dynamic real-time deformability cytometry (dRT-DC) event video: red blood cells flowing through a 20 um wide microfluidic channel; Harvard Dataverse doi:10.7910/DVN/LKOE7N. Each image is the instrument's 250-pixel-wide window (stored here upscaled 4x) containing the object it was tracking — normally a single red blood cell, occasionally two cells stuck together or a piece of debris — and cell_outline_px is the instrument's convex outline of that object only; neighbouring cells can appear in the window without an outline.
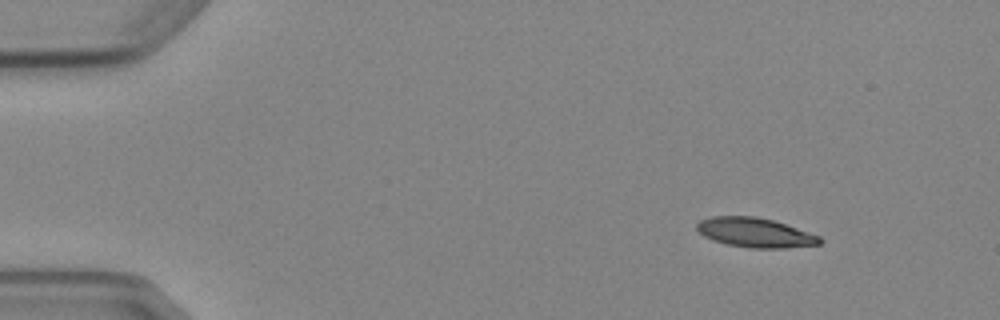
{"species": "Egyptian fruit bat (a non-hibernating species)", "species_latin": "Rousettus aegyptiacus", "temperature_condition": "cold", "stored_images_in_passage": 4, "camera_frame_rate_fps": 3000, "um_per_image_px": 0.085, "animal": {"sex": "female"}, "frame": {"image": 1, "passage_image": 1, "time_ms": 0.0, "image_size_px": [1000, 320], "cell_outline_px": [[824, 240], [820, 244], [784, 248], [752, 248], [728, 244], [712, 240], [704, 236], [696, 228], [696, 224], [700, 220], [712, 216], [756, 216], [772, 220], [820, 236]], "centroid_in_image_um": [64.17, 19.77], "position_along_channel_um": 20.8, "area_um2": 20.98}}
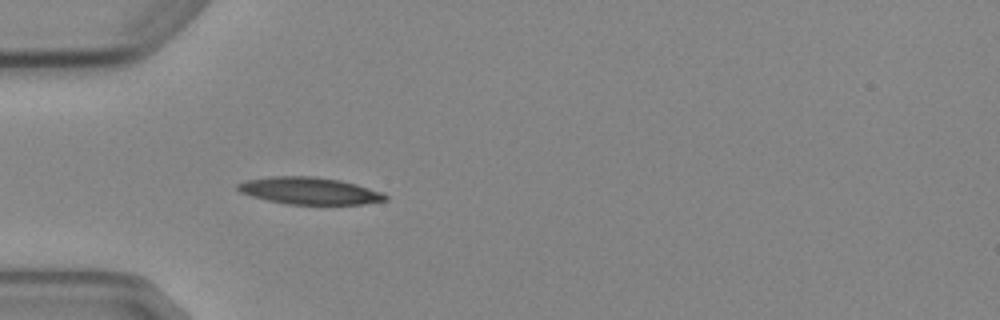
{"frame": {"image": 2, "passage_image": 4, "time_ms": 3.333, "image_size_px": [1000, 320], "cell_outline_px": [[388, 200], [364, 204], [288, 204], [268, 200], [252, 196], [240, 192], [236, 188], [236, 184], [248, 180], [272, 176], [312, 176], [340, 180], [356, 184], [380, 192], [388, 196]], "centroid_in_image_um": [26.3, 16.22], "position_along_channel_um": 58.7, "area_um2": 23.06}}